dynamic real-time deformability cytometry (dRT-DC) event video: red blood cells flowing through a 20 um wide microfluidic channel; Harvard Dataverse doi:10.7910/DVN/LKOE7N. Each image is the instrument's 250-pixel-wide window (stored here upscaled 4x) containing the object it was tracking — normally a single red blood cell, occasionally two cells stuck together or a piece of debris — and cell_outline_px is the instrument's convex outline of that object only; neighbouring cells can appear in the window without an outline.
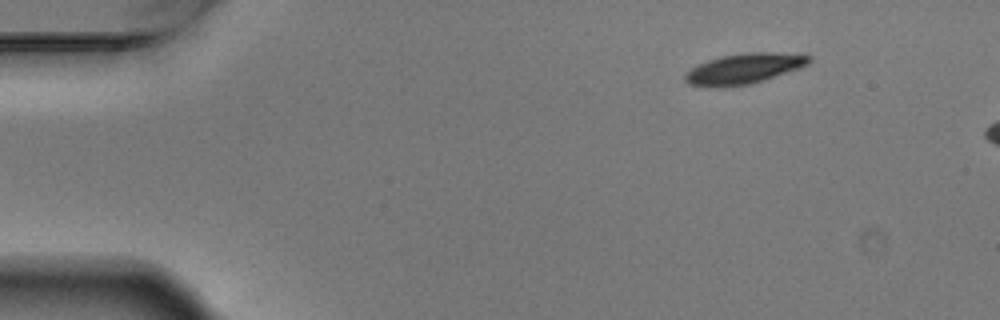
{"species": "Egyptian fruit bat (a non-hibernating species)", "species_latin": "Rousettus aegyptiacus", "temperature_condition": "warm", "stored_images_in_passage": 3, "camera_frame_rate_fps": 3000, "um_per_image_px": 0.085, "animal": {"sex": "male"}, "frame": {"image": 1, "passage_image": 1, "time_ms": 0.0, "image_size_px": [1000, 320], "cell_outline_px": [[812, 60], [808, 64], [800, 68], [748, 84], [720, 88], [716, 88], [688, 84], [684, 80], [684, 76], [688, 68], [708, 60], [720, 56], [744, 52], [772, 52], [812, 56]], "centroid_in_image_um": [63.17, 5.83], "position_along_channel_um": 21.8, "area_um2": 22.02}}